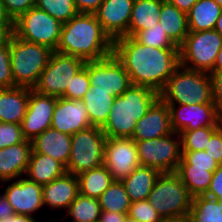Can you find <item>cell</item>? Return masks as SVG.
Segmentation results:
<instances>
[{
  "mask_svg": "<svg viewBox=\"0 0 222 222\" xmlns=\"http://www.w3.org/2000/svg\"><path fill=\"white\" fill-rule=\"evenodd\" d=\"M104 0H74L79 13L94 14Z\"/></svg>",
  "mask_w": 222,
  "mask_h": 222,
  "instance_id": "cell-47",
  "label": "cell"
},
{
  "mask_svg": "<svg viewBox=\"0 0 222 222\" xmlns=\"http://www.w3.org/2000/svg\"><path fill=\"white\" fill-rule=\"evenodd\" d=\"M114 100L115 97L110 95V92L89 89L82 102L86 107L91 126L102 128L105 125Z\"/></svg>",
  "mask_w": 222,
  "mask_h": 222,
  "instance_id": "cell-29",
  "label": "cell"
},
{
  "mask_svg": "<svg viewBox=\"0 0 222 222\" xmlns=\"http://www.w3.org/2000/svg\"><path fill=\"white\" fill-rule=\"evenodd\" d=\"M219 127L211 126L195 130H183L180 133L182 151H205L210 137Z\"/></svg>",
  "mask_w": 222,
  "mask_h": 222,
  "instance_id": "cell-36",
  "label": "cell"
},
{
  "mask_svg": "<svg viewBox=\"0 0 222 222\" xmlns=\"http://www.w3.org/2000/svg\"><path fill=\"white\" fill-rule=\"evenodd\" d=\"M89 89L90 80L87 71V62H85V65L73 77L71 84H69L62 97L70 100H82Z\"/></svg>",
  "mask_w": 222,
  "mask_h": 222,
  "instance_id": "cell-38",
  "label": "cell"
},
{
  "mask_svg": "<svg viewBox=\"0 0 222 222\" xmlns=\"http://www.w3.org/2000/svg\"><path fill=\"white\" fill-rule=\"evenodd\" d=\"M135 0H104L94 13L104 32L114 42L128 36V27Z\"/></svg>",
  "mask_w": 222,
  "mask_h": 222,
  "instance_id": "cell-17",
  "label": "cell"
},
{
  "mask_svg": "<svg viewBox=\"0 0 222 222\" xmlns=\"http://www.w3.org/2000/svg\"><path fill=\"white\" fill-rule=\"evenodd\" d=\"M99 203L101 211H110L120 214H128L131 206L129 195L121 181H113L99 197Z\"/></svg>",
  "mask_w": 222,
  "mask_h": 222,
  "instance_id": "cell-34",
  "label": "cell"
},
{
  "mask_svg": "<svg viewBox=\"0 0 222 222\" xmlns=\"http://www.w3.org/2000/svg\"><path fill=\"white\" fill-rule=\"evenodd\" d=\"M126 215L128 214H120L110 211H101L98 222H123Z\"/></svg>",
  "mask_w": 222,
  "mask_h": 222,
  "instance_id": "cell-48",
  "label": "cell"
},
{
  "mask_svg": "<svg viewBox=\"0 0 222 222\" xmlns=\"http://www.w3.org/2000/svg\"><path fill=\"white\" fill-rule=\"evenodd\" d=\"M222 8L213 0H198L187 12L189 31H206L215 28Z\"/></svg>",
  "mask_w": 222,
  "mask_h": 222,
  "instance_id": "cell-28",
  "label": "cell"
},
{
  "mask_svg": "<svg viewBox=\"0 0 222 222\" xmlns=\"http://www.w3.org/2000/svg\"><path fill=\"white\" fill-rule=\"evenodd\" d=\"M63 221H65V220H59V221H55L54 219L53 220L52 219L44 220V222H63Z\"/></svg>",
  "mask_w": 222,
  "mask_h": 222,
  "instance_id": "cell-58",
  "label": "cell"
},
{
  "mask_svg": "<svg viewBox=\"0 0 222 222\" xmlns=\"http://www.w3.org/2000/svg\"><path fill=\"white\" fill-rule=\"evenodd\" d=\"M66 172V166L60 161L32 151L25 177L44 186Z\"/></svg>",
  "mask_w": 222,
  "mask_h": 222,
  "instance_id": "cell-24",
  "label": "cell"
},
{
  "mask_svg": "<svg viewBox=\"0 0 222 222\" xmlns=\"http://www.w3.org/2000/svg\"><path fill=\"white\" fill-rule=\"evenodd\" d=\"M32 151L48 155L67 166L71 151V135L54 128L46 129L32 140Z\"/></svg>",
  "mask_w": 222,
  "mask_h": 222,
  "instance_id": "cell-22",
  "label": "cell"
},
{
  "mask_svg": "<svg viewBox=\"0 0 222 222\" xmlns=\"http://www.w3.org/2000/svg\"><path fill=\"white\" fill-rule=\"evenodd\" d=\"M55 52L87 61L106 58L113 53V41L104 32L95 14L78 13L63 23Z\"/></svg>",
  "mask_w": 222,
  "mask_h": 222,
  "instance_id": "cell-2",
  "label": "cell"
},
{
  "mask_svg": "<svg viewBox=\"0 0 222 222\" xmlns=\"http://www.w3.org/2000/svg\"><path fill=\"white\" fill-rule=\"evenodd\" d=\"M35 7L47 12L62 24L79 13L74 0H35Z\"/></svg>",
  "mask_w": 222,
  "mask_h": 222,
  "instance_id": "cell-35",
  "label": "cell"
},
{
  "mask_svg": "<svg viewBox=\"0 0 222 222\" xmlns=\"http://www.w3.org/2000/svg\"><path fill=\"white\" fill-rule=\"evenodd\" d=\"M222 48V36L215 30L189 31L179 47L180 65L187 69L210 73Z\"/></svg>",
  "mask_w": 222,
  "mask_h": 222,
  "instance_id": "cell-8",
  "label": "cell"
},
{
  "mask_svg": "<svg viewBox=\"0 0 222 222\" xmlns=\"http://www.w3.org/2000/svg\"><path fill=\"white\" fill-rule=\"evenodd\" d=\"M65 214V218L70 217V222H98L101 214L99 199L79 193Z\"/></svg>",
  "mask_w": 222,
  "mask_h": 222,
  "instance_id": "cell-32",
  "label": "cell"
},
{
  "mask_svg": "<svg viewBox=\"0 0 222 222\" xmlns=\"http://www.w3.org/2000/svg\"><path fill=\"white\" fill-rule=\"evenodd\" d=\"M165 0H135L128 27V36L149 29L159 22L162 3Z\"/></svg>",
  "mask_w": 222,
  "mask_h": 222,
  "instance_id": "cell-25",
  "label": "cell"
},
{
  "mask_svg": "<svg viewBox=\"0 0 222 222\" xmlns=\"http://www.w3.org/2000/svg\"><path fill=\"white\" fill-rule=\"evenodd\" d=\"M162 222H189L188 219H166Z\"/></svg>",
  "mask_w": 222,
  "mask_h": 222,
  "instance_id": "cell-56",
  "label": "cell"
},
{
  "mask_svg": "<svg viewBox=\"0 0 222 222\" xmlns=\"http://www.w3.org/2000/svg\"><path fill=\"white\" fill-rule=\"evenodd\" d=\"M11 70L10 47H0V89L15 87Z\"/></svg>",
  "mask_w": 222,
  "mask_h": 222,
  "instance_id": "cell-42",
  "label": "cell"
},
{
  "mask_svg": "<svg viewBox=\"0 0 222 222\" xmlns=\"http://www.w3.org/2000/svg\"><path fill=\"white\" fill-rule=\"evenodd\" d=\"M103 165L114 181H122L141 166L137 146L131 138H106Z\"/></svg>",
  "mask_w": 222,
  "mask_h": 222,
  "instance_id": "cell-13",
  "label": "cell"
},
{
  "mask_svg": "<svg viewBox=\"0 0 222 222\" xmlns=\"http://www.w3.org/2000/svg\"><path fill=\"white\" fill-rule=\"evenodd\" d=\"M161 173L150 167L139 166L121 182L125 186L130 201L147 200L151 189Z\"/></svg>",
  "mask_w": 222,
  "mask_h": 222,
  "instance_id": "cell-27",
  "label": "cell"
},
{
  "mask_svg": "<svg viewBox=\"0 0 222 222\" xmlns=\"http://www.w3.org/2000/svg\"><path fill=\"white\" fill-rule=\"evenodd\" d=\"M167 105L170 111L171 126L176 133L222 125V117L218 114L214 103Z\"/></svg>",
  "mask_w": 222,
  "mask_h": 222,
  "instance_id": "cell-15",
  "label": "cell"
},
{
  "mask_svg": "<svg viewBox=\"0 0 222 222\" xmlns=\"http://www.w3.org/2000/svg\"><path fill=\"white\" fill-rule=\"evenodd\" d=\"M214 29L222 36V12L216 22Z\"/></svg>",
  "mask_w": 222,
  "mask_h": 222,
  "instance_id": "cell-55",
  "label": "cell"
},
{
  "mask_svg": "<svg viewBox=\"0 0 222 222\" xmlns=\"http://www.w3.org/2000/svg\"><path fill=\"white\" fill-rule=\"evenodd\" d=\"M135 143L141 166L154 168L160 173L176 172L182 159L180 133L172 132L159 138Z\"/></svg>",
  "mask_w": 222,
  "mask_h": 222,
  "instance_id": "cell-9",
  "label": "cell"
},
{
  "mask_svg": "<svg viewBox=\"0 0 222 222\" xmlns=\"http://www.w3.org/2000/svg\"><path fill=\"white\" fill-rule=\"evenodd\" d=\"M158 98L159 93L152 88L132 84L122 95L115 97L101 130L107 138H131L137 121Z\"/></svg>",
  "mask_w": 222,
  "mask_h": 222,
  "instance_id": "cell-3",
  "label": "cell"
},
{
  "mask_svg": "<svg viewBox=\"0 0 222 222\" xmlns=\"http://www.w3.org/2000/svg\"><path fill=\"white\" fill-rule=\"evenodd\" d=\"M205 151L217 161L218 164H222V125L210 137Z\"/></svg>",
  "mask_w": 222,
  "mask_h": 222,
  "instance_id": "cell-45",
  "label": "cell"
},
{
  "mask_svg": "<svg viewBox=\"0 0 222 222\" xmlns=\"http://www.w3.org/2000/svg\"><path fill=\"white\" fill-rule=\"evenodd\" d=\"M5 189L3 196L13 208L15 214L36 217L39 210L44 208L42 186L27 177L0 182ZM7 185V186H6Z\"/></svg>",
  "mask_w": 222,
  "mask_h": 222,
  "instance_id": "cell-14",
  "label": "cell"
},
{
  "mask_svg": "<svg viewBox=\"0 0 222 222\" xmlns=\"http://www.w3.org/2000/svg\"><path fill=\"white\" fill-rule=\"evenodd\" d=\"M13 30L14 25H0V47L9 43Z\"/></svg>",
  "mask_w": 222,
  "mask_h": 222,
  "instance_id": "cell-50",
  "label": "cell"
},
{
  "mask_svg": "<svg viewBox=\"0 0 222 222\" xmlns=\"http://www.w3.org/2000/svg\"><path fill=\"white\" fill-rule=\"evenodd\" d=\"M178 165H192V168L208 169L214 172L219 164L206 151H182V159Z\"/></svg>",
  "mask_w": 222,
  "mask_h": 222,
  "instance_id": "cell-39",
  "label": "cell"
},
{
  "mask_svg": "<svg viewBox=\"0 0 222 222\" xmlns=\"http://www.w3.org/2000/svg\"><path fill=\"white\" fill-rule=\"evenodd\" d=\"M77 177L79 181V193L95 199H99L114 181L104 165L82 172Z\"/></svg>",
  "mask_w": 222,
  "mask_h": 222,
  "instance_id": "cell-30",
  "label": "cell"
},
{
  "mask_svg": "<svg viewBox=\"0 0 222 222\" xmlns=\"http://www.w3.org/2000/svg\"><path fill=\"white\" fill-rule=\"evenodd\" d=\"M170 111L168 105L159 97L147 113L137 121L131 139L143 141L171 134Z\"/></svg>",
  "mask_w": 222,
  "mask_h": 222,
  "instance_id": "cell-19",
  "label": "cell"
},
{
  "mask_svg": "<svg viewBox=\"0 0 222 222\" xmlns=\"http://www.w3.org/2000/svg\"><path fill=\"white\" fill-rule=\"evenodd\" d=\"M128 215L139 222H162L159 213L147 200L133 201L129 208Z\"/></svg>",
  "mask_w": 222,
  "mask_h": 222,
  "instance_id": "cell-40",
  "label": "cell"
},
{
  "mask_svg": "<svg viewBox=\"0 0 222 222\" xmlns=\"http://www.w3.org/2000/svg\"><path fill=\"white\" fill-rule=\"evenodd\" d=\"M24 140L21 125L0 122V149L21 143Z\"/></svg>",
  "mask_w": 222,
  "mask_h": 222,
  "instance_id": "cell-41",
  "label": "cell"
},
{
  "mask_svg": "<svg viewBox=\"0 0 222 222\" xmlns=\"http://www.w3.org/2000/svg\"><path fill=\"white\" fill-rule=\"evenodd\" d=\"M123 222H139V221L130 217L129 215H126Z\"/></svg>",
  "mask_w": 222,
  "mask_h": 222,
  "instance_id": "cell-57",
  "label": "cell"
},
{
  "mask_svg": "<svg viewBox=\"0 0 222 222\" xmlns=\"http://www.w3.org/2000/svg\"><path fill=\"white\" fill-rule=\"evenodd\" d=\"M14 210L13 208L10 206L9 202L5 199V197L3 196V193H0V219L1 218H6L9 215H13Z\"/></svg>",
  "mask_w": 222,
  "mask_h": 222,
  "instance_id": "cell-51",
  "label": "cell"
},
{
  "mask_svg": "<svg viewBox=\"0 0 222 222\" xmlns=\"http://www.w3.org/2000/svg\"><path fill=\"white\" fill-rule=\"evenodd\" d=\"M79 194L78 177L66 172L47 185L42 186L44 208L67 210Z\"/></svg>",
  "mask_w": 222,
  "mask_h": 222,
  "instance_id": "cell-20",
  "label": "cell"
},
{
  "mask_svg": "<svg viewBox=\"0 0 222 222\" xmlns=\"http://www.w3.org/2000/svg\"><path fill=\"white\" fill-rule=\"evenodd\" d=\"M0 25H14V22L6 13V10L1 0H0Z\"/></svg>",
  "mask_w": 222,
  "mask_h": 222,
  "instance_id": "cell-53",
  "label": "cell"
},
{
  "mask_svg": "<svg viewBox=\"0 0 222 222\" xmlns=\"http://www.w3.org/2000/svg\"><path fill=\"white\" fill-rule=\"evenodd\" d=\"M212 71H222V48L219 50Z\"/></svg>",
  "mask_w": 222,
  "mask_h": 222,
  "instance_id": "cell-54",
  "label": "cell"
},
{
  "mask_svg": "<svg viewBox=\"0 0 222 222\" xmlns=\"http://www.w3.org/2000/svg\"><path fill=\"white\" fill-rule=\"evenodd\" d=\"M113 54L129 74L133 85L160 93L180 65L179 48H155L125 36L113 42Z\"/></svg>",
  "mask_w": 222,
  "mask_h": 222,
  "instance_id": "cell-1",
  "label": "cell"
},
{
  "mask_svg": "<svg viewBox=\"0 0 222 222\" xmlns=\"http://www.w3.org/2000/svg\"><path fill=\"white\" fill-rule=\"evenodd\" d=\"M159 97L166 104L213 103L210 74L179 65Z\"/></svg>",
  "mask_w": 222,
  "mask_h": 222,
  "instance_id": "cell-4",
  "label": "cell"
},
{
  "mask_svg": "<svg viewBox=\"0 0 222 222\" xmlns=\"http://www.w3.org/2000/svg\"><path fill=\"white\" fill-rule=\"evenodd\" d=\"M168 3L175 5L179 10L188 12L198 0H166Z\"/></svg>",
  "mask_w": 222,
  "mask_h": 222,
  "instance_id": "cell-52",
  "label": "cell"
},
{
  "mask_svg": "<svg viewBox=\"0 0 222 222\" xmlns=\"http://www.w3.org/2000/svg\"><path fill=\"white\" fill-rule=\"evenodd\" d=\"M9 47L14 84L33 89L53 51L45 46L22 40L14 33L9 40Z\"/></svg>",
  "mask_w": 222,
  "mask_h": 222,
  "instance_id": "cell-6",
  "label": "cell"
},
{
  "mask_svg": "<svg viewBox=\"0 0 222 222\" xmlns=\"http://www.w3.org/2000/svg\"><path fill=\"white\" fill-rule=\"evenodd\" d=\"M89 127H91V123L82 100L57 98L51 128L72 136L76 132Z\"/></svg>",
  "mask_w": 222,
  "mask_h": 222,
  "instance_id": "cell-18",
  "label": "cell"
},
{
  "mask_svg": "<svg viewBox=\"0 0 222 222\" xmlns=\"http://www.w3.org/2000/svg\"><path fill=\"white\" fill-rule=\"evenodd\" d=\"M32 152V141L0 149V182L25 176Z\"/></svg>",
  "mask_w": 222,
  "mask_h": 222,
  "instance_id": "cell-21",
  "label": "cell"
},
{
  "mask_svg": "<svg viewBox=\"0 0 222 222\" xmlns=\"http://www.w3.org/2000/svg\"><path fill=\"white\" fill-rule=\"evenodd\" d=\"M56 101L57 97L30 90L27 112L21 123L22 135L25 139L32 141L46 129L51 128Z\"/></svg>",
  "mask_w": 222,
  "mask_h": 222,
  "instance_id": "cell-16",
  "label": "cell"
},
{
  "mask_svg": "<svg viewBox=\"0 0 222 222\" xmlns=\"http://www.w3.org/2000/svg\"><path fill=\"white\" fill-rule=\"evenodd\" d=\"M222 219V202L200 195L193 197L189 222H219Z\"/></svg>",
  "mask_w": 222,
  "mask_h": 222,
  "instance_id": "cell-33",
  "label": "cell"
},
{
  "mask_svg": "<svg viewBox=\"0 0 222 222\" xmlns=\"http://www.w3.org/2000/svg\"><path fill=\"white\" fill-rule=\"evenodd\" d=\"M87 71L91 90H103L118 97L131 85L129 74L112 53L106 58L87 61Z\"/></svg>",
  "mask_w": 222,
  "mask_h": 222,
  "instance_id": "cell-12",
  "label": "cell"
},
{
  "mask_svg": "<svg viewBox=\"0 0 222 222\" xmlns=\"http://www.w3.org/2000/svg\"><path fill=\"white\" fill-rule=\"evenodd\" d=\"M193 197L175 172L161 173L147 201L163 220L188 219Z\"/></svg>",
  "mask_w": 222,
  "mask_h": 222,
  "instance_id": "cell-5",
  "label": "cell"
},
{
  "mask_svg": "<svg viewBox=\"0 0 222 222\" xmlns=\"http://www.w3.org/2000/svg\"><path fill=\"white\" fill-rule=\"evenodd\" d=\"M212 101L218 114L222 117V71H211Z\"/></svg>",
  "mask_w": 222,
  "mask_h": 222,
  "instance_id": "cell-44",
  "label": "cell"
},
{
  "mask_svg": "<svg viewBox=\"0 0 222 222\" xmlns=\"http://www.w3.org/2000/svg\"><path fill=\"white\" fill-rule=\"evenodd\" d=\"M205 196L222 202V164L214 171L209 189Z\"/></svg>",
  "mask_w": 222,
  "mask_h": 222,
  "instance_id": "cell-46",
  "label": "cell"
},
{
  "mask_svg": "<svg viewBox=\"0 0 222 222\" xmlns=\"http://www.w3.org/2000/svg\"><path fill=\"white\" fill-rule=\"evenodd\" d=\"M62 25L47 12L33 7L14 21L13 32L22 40L45 46L54 52L60 40Z\"/></svg>",
  "mask_w": 222,
  "mask_h": 222,
  "instance_id": "cell-10",
  "label": "cell"
},
{
  "mask_svg": "<svg viewBox=\"0 0 222 222\" xmlns=\"http://www.w3.org/2000/svg\"><path fill=\"white\" fill-rule=\"evenodd\" d=\"M134 38L142 45L155 48H179L161 27L160 22L149 29L138 32Z\"/></svg>",
  "mask_w": 222,
  "mask_h": 222,
  "instance_id": "cell-37",
  "label": "cell"
},
{
  "mask_svg": "<svg viewBox=\"0 0 222 222\" xmlns=\"http://www.w3.org/2000/svg\"><path fill=\"white\" fill-rule=\"evenodd\" d=\"M84 65L85 61L77 56L54 51L33 90L42 95L60 98Z\"/></svg>",
  "mask_w": 222,
  "mask_h": 222,
  "instance_id": "cell-11",
  "label": "cell"
},
{
  "mask_svg": "<svg viewBox=\"0 0 222 222\" xmlns=\"http://www.w3.org/2000/svg\"><path fill=\"white\" fill-rule=\"evenodd\" d=\"M213 1H216L218 5L222 8V0H213Z\"/></svg>",
  "mask_w": 222,
  "mask_h": 222,
  "instance_id": "cell-59",
  "label": "cell"
},
{
  "mask_svg": "<svg viewBox=\"0 0 222 222\" xmlns=\"http://www.w3.org/2000/svg\"><path fill=\"white\" fill-rule=\"evenodd\" d=\"M106 136L99 127L91 126L71 136V151L66 171L75 176L104 163Z\"/></svg>",
  "mask_w": 222,
  "mask_h": 222,
  "instance_id": "cell-7",
  "label": "cell"
},
{
  "mask_svg": "<svg viewBox=\"0 0 222 222\" xmlns=\"http://www.w3.org/2000/svg\"><path fill=\"white\" fill-rule=\"evenodd\" d=\"M1 2L13 22L29 9L35 7V0H1Z\"/></svg>",
  "mask_w": 222,
  "mask_h": 222,
  "instance_id": "cell-43",
  "label": "cell"
},
{
  "mask_svg": "<svg viewBox=\"0 0 222 222\" xmlns=\"http://www.w3.org/2000/svg\"><path fill=\"white\" fill-rule=\"evenodd\" d=\"M159 22L169 38L180 47L189 33L187 13L165 0L161 6Z\"/></svg>",
  "mask_w": 222,
  "mask_h": 222,
  "instance_id": "cell-26",
  "label": "cell"
},
{
  "mask_svg": "<svg viewBox=\"0 0 222 222\" xmlns=\"http://www.w3.org/2000/svg\"><path fill=\"white\" fill-rule=\"evenodd\" d=\"M192 197L205 195L214 172L208 169L192 168V165H178L176 172Z\"/></svg>",
  "mask_w": 222,
  "mask_h": 222,
  "instance_id": "cell-31",
  "label": "cell"
},
{
  "mask_svg": "<svg viewBox=\"0 0 222 222\" xmlns=\"http://www.w3.org/2000/svg\"><path fill=\"white\" fill-rule=\"evenodd\" d=\"M0 222H40V220H38V218L33 217V216L13 214V215H9L6 218L4 217L1 218Z\"/></svg>",
  "mask_w": 222,
  "mask_h": 222,
  "instance_id": "cell-49",
  "label": "cell"
},
{
  "mask_svg": "<svg viewBox=\"0 0 222 222\" xmlns=\"http://www.w3.org/2000/svg\"><path fill=\"white\" fill-rule=\"evenodd\" d=\"M32 88L15 86L0 89V122L21 125Z\"/></svg>",
  "mask_w": 222,
  "mask_h": 222,
  "instance_id": "cell-23",
  "label": "cell"
}]
</instances>
